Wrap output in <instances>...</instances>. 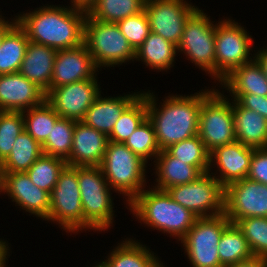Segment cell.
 <instances>
[{"mask_svg":"<svg viewBox=\"0 0 267 267\" xmlns=\"http://www.w3.org/2000/svg\"><path fill=\"white\" fill-rule=\"evenodd\" d=\"M87 13L58 6H44L17 16L29 41L56 50L72 49L84 44V23Z\"/></svg>","mask_w":267,"mask_h":267,"instance_id":"6da1fadb","label":"cell"},{"mask_svg":"<svg viewBox=\"0 0 267 267\" xmlns=\"http://www.w3.org/2000/svg\"><path fill=\"white\" fill-rule=\"evenodd\" d=\"M211 92L207 89L192 96H168L161 109L156 106L155 96L146 93L147 118L154 126L160 150L198 135L202 101Z\"/></svg>","mask_w":267,"mask_h":267,"instance_id":"7a4b0ae2","label":"cell"},{"mask_svg":"<svg viewBox=\"0 0 267 267\" xmlns=\"http://www.w3.org/2000/svg\"><path fill=\"white\" fill-rule=\"evenodd\" d=\"M128 206L148 226L182 240L198 218L174 201L165 190H143Z\"/></svg>","mask_w":267,"mask_h":267,"instance_id":"3957f363","label":"cell"},{"mask_svg":"<svg viewBox=\"0 0 267 267\" xmlns=\"http://www.w3.org/2000/svg\"><path fill=\"white\" fill-rule=\"evenodd\" d=\"M146 163L124 143L108 141L99 167L108 185L117 192L119 191L121 194L128 196L127 202L129 204L144 190Z\"/></svg>","mask_w":267,"mask_h":267,"instance_id":"277c9868","label":"cell"},{"mask_svg":"<svg viewBox=\"0 0 267 267\" xmlns=\"http://www.w3.org/2000/svg\"><path fill=\"white\" fill-rule=\"evenodd\" d=\"M84 214V229H108L113 220V203L107 180L99 166L77 167ZM105 229V230H104Z\"/></svg>","mask_w":267,"mask_h":267,"instance_id":"5b68a950","label":"cell"},{"mask_svg":"<svg viewBox=\"0 0 267 267\" xmlns=\"http://www.w3.org/2000/svg\"><path fill=\"white\" fill-rule=\"evenodd\" d=\"M84 44L98 68L112 67L135 58V50L117 23L95 20L88 14L84 23Z\"/></svg>","mask_w":267,"mask_h":267,"instance_id":"8992f818","label":"cell"},{"mask_svg":"<svg viewBox=\"0 0 267 267\" xmlns=\"http://www.w3.org/2000/svg\"><path fill=\"white\" fill-rule=\"evenodd\" d=\"M231 224L226 215L197 218L181 240L193 267H223L218 255V242Z\"/></svg>","mask_w":267,"mask_h":267,"instance_id":"52a82bcc","label":"cell"},{"mask_svg":"<svg viewBox=\"0 0 267 267\" xmlns=\"http://www.w3.org/2000/svg\"><path fill=\"white\" fill-rule=\"evenodd\" d=\"M215 91L202 101L198 124V135L209 152L236 141L233 107Z\"/></svg>","mask_w":267,"mask_h":267,"instance_id":"ba28073f","label":"cell"},{"mask_svg":"<svg viewBox=\"0 0 267 267\" xmlns=\"http://www.w3.org/2000/svg\"><path fill=\"white\" fill-rule=\"evenodd\" d=\"M46 219L57 221L67 232L84 229L77 166L66 165L60 173L50 194V213Z\"/></svg>","mask_w":267,"mask_h":267,"instance_id":"9c48e42d","label":"cell"},{"mask_svg":"<svg viewBox=\"0 0 267 267\" xmlns=\"http://www.w3.org/2000/svg\"><path fill=\"white\" fill-rule=\"evenodd\" d=\"M171 198L194 213L198 218L224 213L225 187L210 171L188 184L176 185L166 190ZM210 213H207L209 211Z\"/></svg>","mask_w":267,"mask_h":267,"instance_id":"30bf717a","label":"cell"},{"mask_svg":"<svg viewBox=\"0 0 267 267\" xmlns=\"http://www.w3.org/2000/svg\"><path fill=\"white\" fill-rule=\"evenodd\" d=\"M218 24H215V77L221 81L234 68L253 60L248 58L252 38L234 20L225 19Z\"/></svg>","mask_w":267,"mask_h":267,"instance_id":"8fae6325","label":"cell"},{"mask_svg":"<svg viewBox=\"0 0 267 267\" xmlns=\"http://www.w3.org/2000/svg\"><path fill=\"white\" fill-rule=\"evenodd\" d=\"M199 8L184 24L178 51L215 77V25Z\"/></svg>","mask_w":267,"mask_h":267,"instance_id":"7c38bea8","label":"cell"},{"mask_svg":"<svg viewBox=\"0 0 267 267\" xmlns=\"http://www.w3.org/2000/svg\"><path fill=\"white\" fill-rule=\"evenodd\" d=\"M224 214L232 224L246 217H267V185L244 178L226 186Z\"/></svg>","mask_w":267,"mask_h":267,"instance_id":"4fadbf2b","label":"cell"},{"mask_svg":"<svg viewBox=\"0 0 267 267\" xmlns=\"http://www.w3.org/2000/svg\"><path fill=\"white\" fill-rule=\"evenodd\" d=\"M197 9L183 0H146L144 6L151 32L177 46L185 22Z\"/></svg>","mask_w":267,"mask_h":267,"instance_id":"5bb4252c","label":"cell"},{"mask_svg":"<svg viewBox=\"0 0 267 267\" xmlns=\"http://www.w3.org/2000/svg\"><path fill=\"white\" fill-rule=\"evenodd\" d=\"M99 90L96 78L82 80L51 89L46 101L61 118L81 121L101 95Z\"/></svg>","mask_w":267,"mask_h":267,"instance_id":"9a60e30c","label":"cell"},{"mask_svg":"<svg viewBox=\"0 0 267 267\" xmlns=\"http://www.w3.org/2000/svg\"><path fill=\"white\" fill-rule=\"evenodd\" d=\"M45 100V91L20 72L0 75V111L23 112Z\"/></svg>","mask_w":267,"mask_h":267,"instance_id":"2e32d148","label":"cell"},{"mask_svg":"<svg viewBox=\"0 0 267 267\" xmlns=\"http://www.w3.org/2000/svg\"><path fill=\"white\" fill-rule=\"evenodd\" d=\"M98 67L85 44L65 50H57L50 90L65 84L92 79Z\"/></svg>","mask_w":267,"mask_h":267,"instance_id":"e0dca14e","label":"cell"},{"mask_svg":"<svg viewBox=\"0 0 267 267\" xmlns=\"http://www.w3.org/2000/svg\"><path fill=\"white\" fill-rule=\"evenodd\" d=\"M3 192H7L23 210L43 220L49 216L50 194L34 185L26 172L5 173Z\"/></svg>","mask_w":267,"mask_h":267,"instance_id":"ac0fdd59","label":"cell"},{"mask_svg":"<svg viewBox=\"0 0 267 267\" xmlns=\"http://www.w3.org/2000/svg\"><path fill=\"white\" fill-rule=\"evenodd\" d=\"M254 150L237 140L214 149L210 152V165L216 160L215 165L221 174L220 178L214 177L224 187L247 178Z\"/></svg>","mask_w":267,"mask_h":267,"instance_id":"d6986e66","label":"cell"},{"mask_svg":"<svg viewBox=\"0 0 267 267\" xmlns=\"http://www.w3.org/2000/svg\"><path fill=\"white\" fill-rule=\"evenodd\" d=\"M108 137L82 121H75L70 157L67 165L77 167L100 166Z\"/></svg>","mask_w":267,"mask_h":267,"instance_id":"ffe728a7","label":"cell"},{"mask_svg":"<svg viewBox=\"0 0 267 267\" xmlns=\"http://www.w3.org/2000/svg\"><path fill=\"white\" fill-rule=\"evenodd\" d=\"M56 53L57 50L54 48L29 41L19 70L24 77L36 83L46 94L50 91Z\"/></svg>","mask_w":267,"mask_h":267,"instance_id":"44dd1931","label":"cell"},{"mask_svg":"<svg viewBox=\"0 0 267 267\" xmlns=\"http://www.w3.org/2000/svg\"><path fill=\"white\" fill-rule=\"evenodd\" d=\"M139 95L134 93L114 98H102L99 95L81 121L108 137L120 115Z\"/></svg>","mask_w":267,"mask_h":267,"instance_id":"7402d4cb","label":"cell"},{"mask_svg":"<svg viewBox=\"0 0 267 267\" xmlns=\"http://www.w3.org/2000/svg\"><path fill=\"white\" fill-rule=\"evenodd\" d=\"M232 107L236 140L254 149L267 148V120L236 100Z\"/></svg>","mask_w":267,"mask_h":267,"instance_id":"603a6c76","label":"cell"},{"mask_svg":"<svg viewBox=\"0 0 267 267\" xmlns=\"http://www.w3.org/2000/svg\"><path fill=\"white\" fill-rule=\"evenodd\" d=\"M222 83L232 93V96L234 95V100H237L243 94L267 96V77L254 59L234 68L221 80Z\"/></svg>","mask_w":267,"mask_h":267,"instance_id":"cb8c5ba5","label":"cell"},{"mask_svg":"<svg viewBox=\"0 0 267 267\" xmlns=\"http://www.w3.org/2000/svg\"><path fill=\"white\" fill-rule=\"evenodd\" d=\"M156 179L158 184L154 187L167 190L176 185L188 184L197 180L204 174L198 167L186 164L171 156L166 150H160L156 157Z\"/></svg>","mask_w":267,"mask_h":267,"instance_id":"d4e9b609","label":"cell"},{"mask_svg":"<svg viewBox=\"0 0 267 267\" xmlns=\"http://www.w3.org/2000/svg\"><path fill=\"white\" fill-rule=\"evenodd\" d=\"M28 42L27 33L17 22L5 33L0 43V75L19 72Z\"/></svg>","mask_w":267,"mask_h":267,"instance_id":"484cf974","label":"cell"},{"mask_svg":"<svg viewBox=\"0 0 267 267\" xmlns=\"http://www.w3.org/2000/svg\"><path fill=\"white\" fill-rule=\"evenodd\" d=\"M177 50V45L150 32L143 44L135 50V60L141 59L146 66L152 69L167 70L173 66Z\"/></svg>","mask_w":267,"mask_h":267,"instance_id":"4316f807","label":"cell"},{"mask_svg":"<svg viewBox=\"0 0 267 267\" xmlns=\"http://www.w3.org/2000/svg\"><path fill=\"white\" fill-rule=\"evenodd\" d=\"M113 250L105 260L108 267H163L157 257L138 241H123Z\"/></svg>","mask_w":267,"mask_h":267,"instance_id":"83f0119b","label":"cell"},{"mask_svg":"<svg viewBox=\"0 0 267 267\" xmlns=\"http://www.w3.org/2000/svg\"><path fill=\"white\" fill-rule=\"evenodd\" d=\"M15 141L10 154L2 162L5 173L26 172L43 154L42 145L26 131Z\"/></svg>","mask_w":267,"mask_h":267,"instance_id":"f1b7e54d","label":"cell"},{"mask_svg":"<svg viewBox=\"0 0 267 267\" xmlns=\"http://www.w3.org/2000/svg\"><path fill=\"white\" fill-rule=\"evenodd\" d=\"M218 255L223 267L237 264L253 257L247 239L236 224H230L218 242Z\"/></svg>","mask_w":267,"mask_h":267,"instance_id":"f546056e","label":"cell"},{"mask_svg":"<svg viewBox=\"0 0 267 267\" xmlns=\"http://www.w3.org/2000/svg\"><path fill=\"white\" fill-rule=\"evenodd\" d=\"M22 113L24 130L41 145L47 140L56 121L60 118L46 100Z\"/></svg>","mask_w":267,"mask_h":267,"instance_id":"4dcf8cb0","label":"cell"},{"mask_svg":"<svg viewBox=\"0 0 267 267\" xmlns=\"http://www.w3.org/2000/svg\"><path fill=\"white\" fill-rule=\"evenodd\" d=\"M147 118L146 93L140 95L124 110L108 136V141L125 143Z\"/></svg>","mask_w":267,"mask_h":267,"instance_id":"1f68e13d","label":"cell"},{"mask_svg":"<svg viewBox=\"0 0 267 267\" xmlns=\"http://www.w3.org/2000/svg\"><path fill=\"white\" fill-rule=\"evenodd\" d=\"M146 0H98L87 13L91 18L108 23L119 21L144 10Z\"/></svg>","mask_w":267,"mask_h":267,"instance_id":"d6a6232c","label":"cell"},{"mask_svg":"<svg viewBox=\"0 0 267 267\" xmlns=\"http://www.w3.org/2000/svg\"><path fill=\"white\" fill-rule=\"evenodd\" d=\"M165 150L178 160L198 167L203 173H208L211 170L210 152L199 135L172 144Z\"/></svg>","mask_w":267,"mask_h":267,"instance_id":"836d02e7","label":"cell"},{"mask_svg":"<svg viewBox=\"0 0 267 267\" xmlns=\"http://www.w3.org/2000/svg\"><path fill=\"white\" fill-rule=\"evenodd\" d=\"M66 165L67 161L62 158L42 154L26 173L34 185L51 194Z\"/></svg>","mask_w":267,"mask_h":267,"instance_id":"e575fe53","label":"cell"},{"mask_svg":"<svg viewBox=\"0 0 267 267\" xmlns=\"http://www.w3.org/2000/svg\"><path fill=\"white\" fill-rule=\"evenodd\" d=\"M75 120L59 118L42 144L43 154L68 160L70 157Z\"/></svg>","mask_w":267,"mask_h":267,"instance_id":"d590c367","label":"cell"},{"mask_svg":"<svg viewBox=\"0 0 267 267\" xmlns=\"http://www.w3.org/2000/svg\"><path fill=\"white\" fill-rule=\"evenodd\" d=\"M124 144L146 162L152 156L156 159L160 153L154 126L148 118L142 122Z\"/></svg>","mask_w":267,"mask_h":267,"instance_id":"8d00e7d4","label":"cell"},{"mask_svg":"<svg viewBox=\"0 0 267 267\" xmlns=\"http://www.w3.org/2000/svg\"><path fill=\"white\" fill-rule=\"evenodd\" d=\"M236 225L247 239L253 256L267 258V217H246Z\"/></svg>","mask_w":267,"mask_h":267,"instance_id":"74e56055","label":"cell"},{"mask_svg":"<svg viewBox=\"0 0 267 267\" xmlns=\"http://www.w3.org/2000/svg\"><path fill=\"white\" fill-rule=\"evenodd\" d=\"M22 112L0 111V161L3 162L14 147L15 139L24 132Z\"/></svg>","mask_w":267,"mask_h":267,"instance_id":"f35d334b","label":"cell"},{"mask_svg":"<svg viewBox=\"0 0 267 267\" xmlns=\"http://www.w3.org/2000/svg\"><path fill=\"white\" fill-rule=\"evenodd\" d=\"M117 25L134 50L143 44L151 32L145 10L119 21Z\"/></svg>","mask_w":267,"mask_h":267,"instance_id":"ab89813d","label":"cell"},{"mask_svg":"<svg viewBox=\"0 0 267 267\" xmlns=\"http://www.w3.org/2000/svg\"><path fill=\"white\" fill-rule=\"evenodd\" d=\"M247 178L267 185V148L254 150Z\"/></svg>","mask_w":267,"mask_h":267,"instance_id":"60d3db41","label":"cell"},{"mask_svg":"<svg viewBox=\"0 0 267 267\" xmlns=\"http://www.w3.org/2000/svg\"><path fill=\"white\" fill-rule=\"evenodd\" d=\"M242 107L251 109L267 120V96L243 94L236 100Z\"/></svg>","mask_w":267,"mask_h":267,"instance_id":"b9f144b4","label":"cell"},{"mask_svg":"<svg viewBox=\"0 0 267 267\" xmlns=\"http://www.w3.org/2000/svg\"><path fill=\"white\" fill-rule=\"evenodd\" d=\"M228 267H267V258L253 256L248 260L241 261Z\"/></svg>","mask_w":267,"mask_h":267,"instance_id":"7bdbcfd3","label":"cell"},{"mask_svg":"<svg viewBox=\"0 0 267 267\" xmlns=\"http://www.w3.org/2000/svg\"><path fill=\"white\" fill-rule=\"evenodd\" d=\"M98 0H71L74 9L82 10L86 13L96 4Z\"/></svg>","mask_w":267,"mask_h":267,"instance_id":"ee69618b","label":"cell"},{"mask_svg":"<svg viewBox=\"0 0 267 267\" xmlns=\"http://www.w3.org/2000/svg\"><path fill=\"white\" fill-rule=\"evenodd\" d=\"M254 60L259 64L264 72V75L267 77V48L263 49L262 51H258L254 57Z\"/></svg>","mask_w":267,"mask_h":267,"instance_id":"f6af8a7d","label":"cell"},{"mask_svg":"<svg viewBox=\"0 0 267 267\" xmlns=\"http://www.w3.org/2000/svg\"><path fill=\"white\" fill-rule=\"evenodd\" d=\"M17 22V19H15L12 22L9 21H5L4 19H2L1 15H0V43L1 40L3 38V36L5 35V33Z\"/></svg>","mask_w":267,"mask_h":267,"instance_id":"bcb514c9","label":"cell"},{"mask_svg":"<svg viewBox=\"0 0 267 267\" xmlns=\"http://www.w3.org/2000/svg\"><path fill=\"white\" fill-rule=\"evenodd\" d=\"M8 245L6 244V242L4 241H0V267H5V263H6V259H7V253H8Z\"/></svg>","mask_w":267,"mask_h":267,"instance_id":"7dc6e473","label":"cell"},{"mask_svg":"<svg viewBox=\"0 0 267 267\" xmlns=\"http://www.w3.org/2000/svg\"><path fill=\"white\" fill-rule=\"evenodd\" d=\"M4 168H3V165H2V162L0 161V192H3L4 190Z\"/></svg>","mask_w":267,"mask_h":267,"instance_id":"c3c4849f","label":"cell"},{"mask_svg":"<svg viewBox=\"0 0 267 267\" xmlns=\"http://www.w3.org/2000/svg\"><path fill=\"white\" fill-rule=\"evenodd\" d=\"M95 267H108V265L106 264L105 261H102L101 263H99V264L96 265Z\"/></svg>","mask_w":267,"mask_h":267,"instance_id":"681fc988","label":"cell"}]
</instances>
